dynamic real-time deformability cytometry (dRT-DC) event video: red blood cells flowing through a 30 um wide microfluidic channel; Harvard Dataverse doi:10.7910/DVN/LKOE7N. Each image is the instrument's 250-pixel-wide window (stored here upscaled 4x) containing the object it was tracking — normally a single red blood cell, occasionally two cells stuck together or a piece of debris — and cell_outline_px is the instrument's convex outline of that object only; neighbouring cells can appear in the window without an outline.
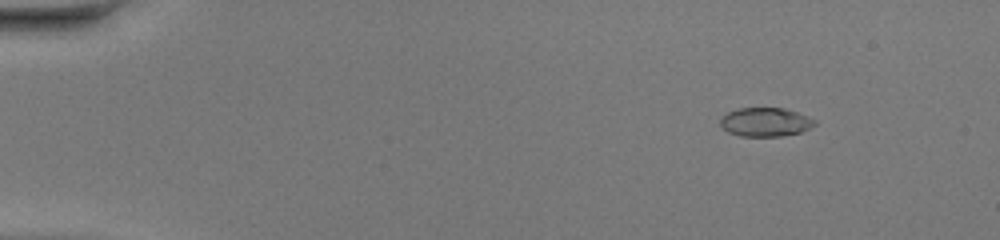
{"species": "common noctule bat (a hibernating species)", "species_latin": "Nyctalus noctula", "temperature_condition": "warm", "stored_images_in_passage": 47, "camera_frame_rate_fps": 3000, "um_per_image_px": 0.085, "animal": {"sex": "female", "body_mass_g": 20.0, "forearm_length_mm": 54.0}, "frame": {"image": 1, "passage_image": 7, "time_ms": 2.0, "image_size_px": [1000, 240], "cell_outline_px": [[816, 124], [800, 132], [780, 136], [740, 136], [728, 132], [720, 124], [720, 120], [728, 112], [740, 108], [784, 108], [808, 116], [816, 120]], "centroid_in_image_um": [65.07, 10.37], "position_along_channel_um": 19.9, "area_um2": 15.66}}
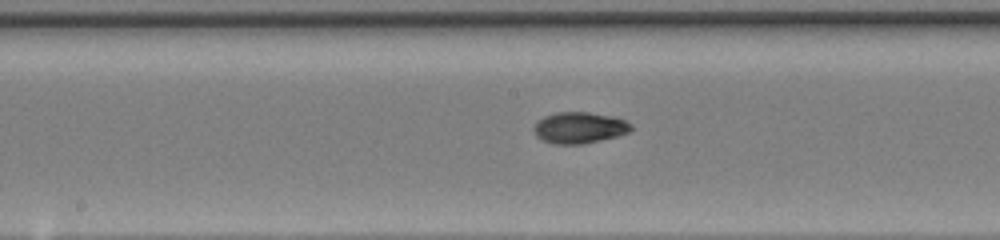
{"frame": {"image": 2, "passage_image": 25, "time_ms": 8.0, "image_size_px": [1000, 240], "cell_outline_px": [[632, 128], [628, 132], [616, 136], [584, 144], [552, 144], [540, 140], [536, 136], [532, 128], [536, 120], [544, 116], [556, 112], [588, 112], [612, 116], [624, 120], [632, 124]], "centroid_in_image_um": [49.18, 10.86], "position_along_channel_um": 199.0, "area_um2": 17.92}}
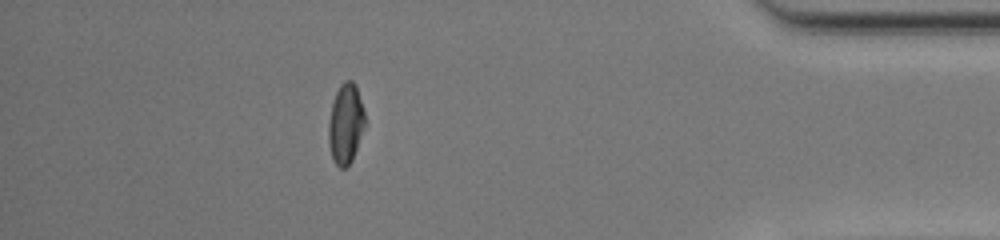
{"frame": {"image": 3, "passage_image": 42, "time_ms": 13.667, "image_size_px": [1000, 240], "cell_outline_px": [[364, 124], [352, 160], [344, 168], [340, 168], [332, 160], [328, 144], [328, 120], [332, 100], [340, 84], [344, 80], [352, 80], [356, 84], [364, 112]], "centroid_in_image_um": [29.33, 10.49], "position_along_channel_um": 405.9, "area_um2": 16.99}, "authors_computed_cell_mechanics": {"area_um2": 17.051, "velocity_mm_per_s": 4.3476, "shape_relaxation_time_tau1_ms": 4.5838, "shape_relaxation_time_tau2_ms": 1.9648, "deformation_change_tau1": 0.2101, "deformation_change_tau2": 0.0396}}